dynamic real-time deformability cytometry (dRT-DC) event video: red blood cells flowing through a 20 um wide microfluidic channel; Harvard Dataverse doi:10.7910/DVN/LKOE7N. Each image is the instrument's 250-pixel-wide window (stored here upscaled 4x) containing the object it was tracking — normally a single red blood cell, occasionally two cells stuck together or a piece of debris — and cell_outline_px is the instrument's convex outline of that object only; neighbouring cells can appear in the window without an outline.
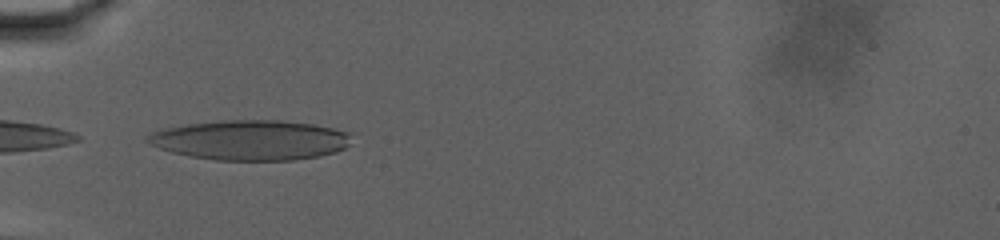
{"species": "human", "species_latin": "Homo sapiens", "temperature_condition": "warm", "stored_images_in_passage": 27, "camera_frame_rate_fps": 3000, "um_per_image_px": 0.085, "donor": {"sex": "male"}, "frame": {"image": 1, "passage_image": 1, "time_ms": 0.0, "image_size_px": [1000, 240], "cell_outline_px": [[352, 132], [348, 144], [344, 148], [336, 152], [320, 156], [292, 160], [216, 160], [188, 156], [172, 152], [148, 144], [144, 140], [144, 136], [152, 132], [164, 128], [184, 124], [220, 120], [280, 120], [312, 124]], "centroid_in_image_um": [21.24, 11.9], "position_along_channel_um": 63.8, "area_um2": 47.86}}
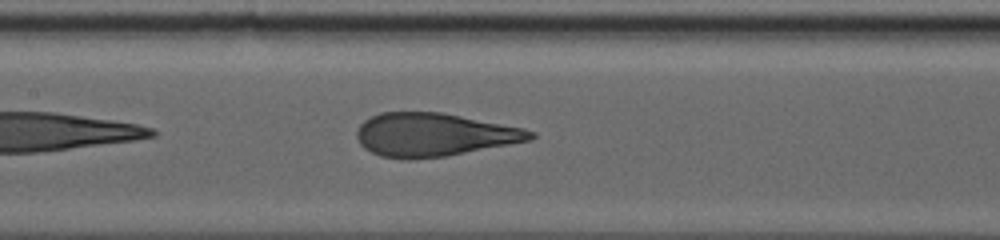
{"frame": {"image": 2, "passage_image": 13, "time_ms": 4.0, "image_size_px": [1000, 240], "cell_outline_px": [[536, 136], [532, 140], [444, 156], [408, 160], [380, 156], [364, 148], [360, 144], [356, 136], [356, 132], [360, 124], [364, 120], [380, 112], [444, 112], [524, 128], [536, 132]], "centroid_in_image_um": [36.88, 11.44], "position_along_channel_um": 170.5, "area_um2": 43.93}}
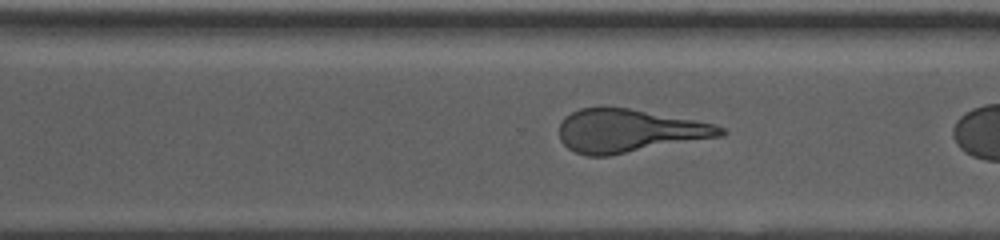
{"frame": {"image": 3, "passage_image": 25, "time_ms": 8.0, "image_size_px": [1000, 240], "cell_outline_px": [[728, 132], [724, 136], [608, 156], [588, 156], [576, 152], [568, 148], [560, 140], [560, 124], [564, 116], [580, 108], [628, 108], [716, 124], [724, 128]], "centroid_in_image_um": [53.5, 11.13], "position_along_channel_um": 317.1, "area_um2": 40.46}}